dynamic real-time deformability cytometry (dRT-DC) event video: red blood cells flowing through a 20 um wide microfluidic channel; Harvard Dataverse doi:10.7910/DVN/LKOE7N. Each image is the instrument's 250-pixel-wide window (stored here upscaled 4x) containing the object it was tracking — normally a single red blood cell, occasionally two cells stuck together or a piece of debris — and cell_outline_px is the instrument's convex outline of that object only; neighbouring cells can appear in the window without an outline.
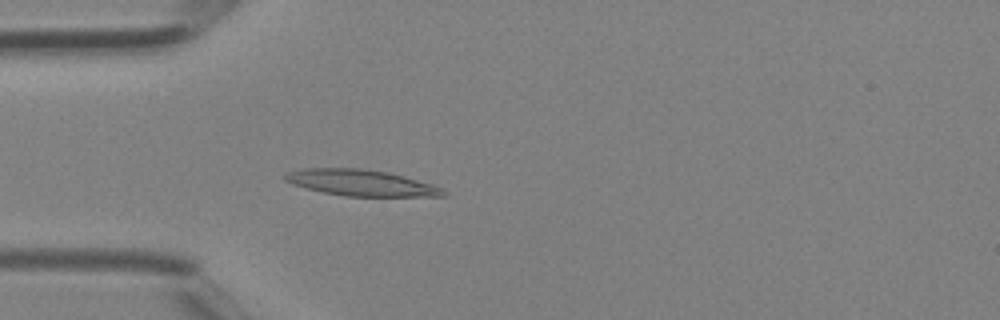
{"species": "Egyptian fruit bat (a non-hibernating species)", "species_latin": "Rousettus aegyptiacus", "temperature_condition": "room temperature", "stored_images_in_passage": 32, "camera_frame_rate_fps": 3000, "um_per_image_px": 0.085, "animal": {"sex": "female"}, "frame": {"image": 1, "passage_image": 2, "time_ms": 0.333, "image_size_px": [1000, 320], "cell_outline_px": [[448, 196], [344, 196], [304, 188], [292, 184], [284, 180], [284, 176], [288, 172], [300, 168], [360, 168], [388, 172], [404, 176], [432, 184], [448, 192]], "centroid_in_image_um": [30.68, 15.53], "position_along_channel_um": 54.3, "area_um2": 24.16}}
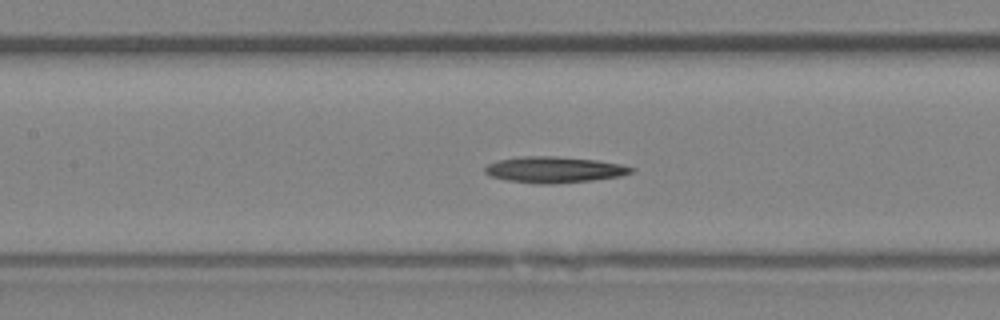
{"frame": {"image": 2, "passage_image": 9, "time_ms": 2.667, "image_size_px": [1000, 320], "cell_outline_px": [[636, 168], [632, 172], [620, 176], [592, 180], [556, 184], [540, 184], [508, 180], [492, 176], [484, 172], [484, 168], [488, 164], [496, 160], [524, 156], [556, 156], [596, 160], [620, 164]], "centroid_in_image_um": [47.11, 14.42], "position_along_channel_um": 160.3, "area_um2": 22.2}}
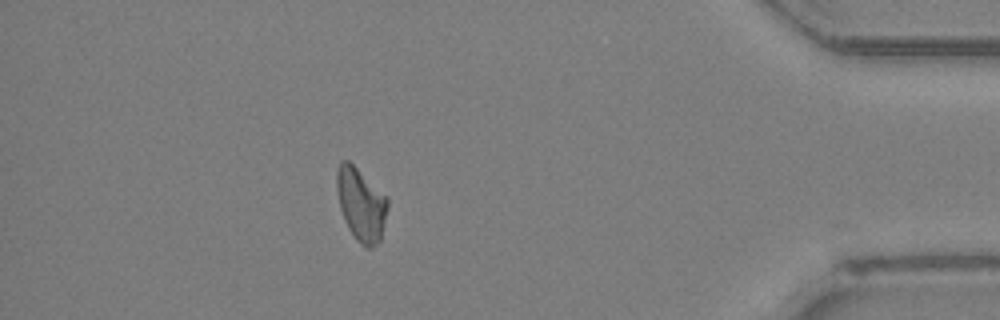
{"frame": {"image": 3, "passage_image": 27, "time_ms": 8.667, "image_size_px": [1000, 320], "cell_outline_px": [[388, 204], [380, 240], [372, 248], [364, 248], [356, 240], [348, 228], [344, 220], [340, 208], [336, 188], [336, 168], [340, 160], [348, 160], [388, 196]], "centroid_in_image_um": [30.67, 17.35], "position_along_channel_um": 404.5, "area_um2": 21.85}}